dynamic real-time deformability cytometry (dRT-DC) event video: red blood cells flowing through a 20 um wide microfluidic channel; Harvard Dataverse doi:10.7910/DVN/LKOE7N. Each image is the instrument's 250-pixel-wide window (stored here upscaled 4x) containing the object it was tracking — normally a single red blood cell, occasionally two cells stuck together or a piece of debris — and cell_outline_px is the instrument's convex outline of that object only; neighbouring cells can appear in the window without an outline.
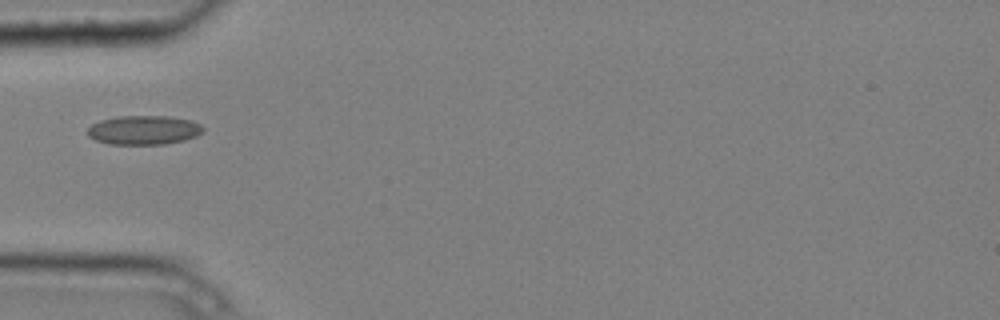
{"species": "common noctule bat (a hibernating species)", "species_latin": "Nyctalus noctula", "temperature_condition": "cold", "stored_images_in_passage": 9, "camera_frame_rate_fps": 3000, "um_per_image_px": 0.085, "animal": {"sex": "male", "body_mass_g": 20.4}, "frame": {"image": 1, "passage_image": 6, "time_ms": 1.667, "image_size_px": [1000, 320], "cell_outline_px": [[204, 132], [196, 136], [184, 140], [164, 144], [108, 144], [96, 140], [88, 136], [88, 128], [92, 124], [100, 120], [116, 116], [168, 116], [192, 120], [200, 124], [204, 128]], "centroid_in_image_um": [12.24, 11.05], "position_along_channel_um": 72.8, "area_um2": 19.71}}
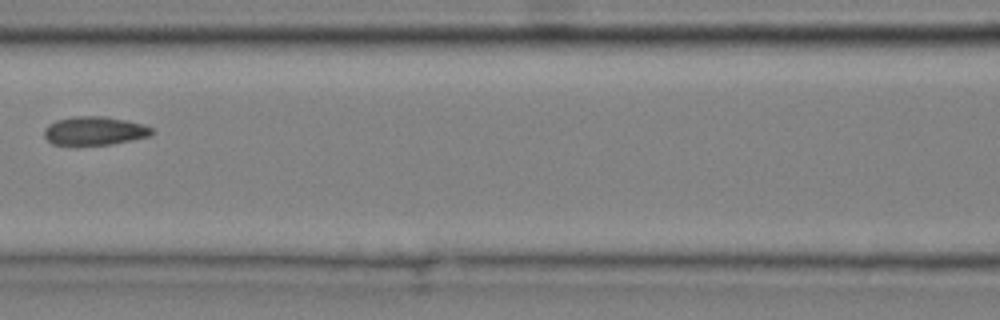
{"frame": {"image": 2, "passage_image": 8, "time_ms": 2.333, "image_size_px": [1000, 320], "cell_outline_px": [[152, 132], [148, 136], [132, 140], [112, 144], [52, 144], [44, 136], [44, 128], [48, 124], [56, 120], [72, 116], [104, 116], [144, 124], [152, 128]], "centroid_in_image_um": [8.0, 11.1], "position_along_channel_um": 158.6, "area_um2": 17.74}}
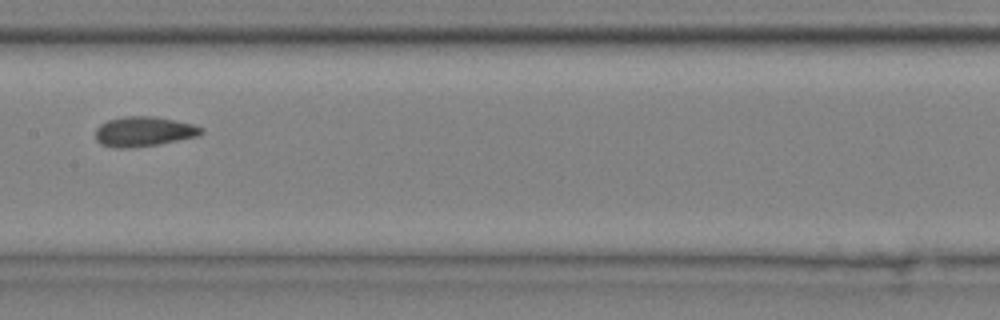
{"frame": {"image": 3, "passage_image": 9, "time_ms": 2.667, "image_size_px": [1000, 320], "cell_outline_px": [[204, 132], [200, 136], [160, 144], [132, 148], [112, 148], [100, 144], [96, 140], [96, 128], [100, 124], [108, 120], [124, 116], [152, 116], [192, 124], [204, 128]], "centroid_in_image_um": [12.22, 11.2], "position_along_channel_um": 195.2, "area_um2": 18.61}}